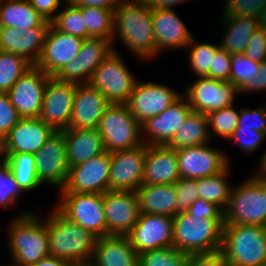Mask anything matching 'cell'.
<instances>
[{
	"instance_id": "cell-1",
	"label": "cell",
	"mask_w": 266,
	"mask_h": 266,
	"mask_svg": "<svg viewBox=\"0 0 266 266\" xmlns=\"http://www.w3.org/2000/svg\"><path fill=\"white\" fill-rule=\"evenodd\" d=\"M115 39L137 59L156 57L152 8L144 0H123L114 10L112 45Z\"/></svg>"
},
{
	"instance_id": "cell-2",
	"label": "cell",
	"mask_w": 266,
	"mask_h": 266,
	"mask_svg": "<svg viewBox=\"0 0 266 266\" xmlns=\"http://www.w3.org/2000/svg\"><path fill=\"white\" fill-rule=\"evenodd\" d=\"M47 215L49 254L77 266L90 265L98 237L68 219L56 207Z\"/></svg>"
},
{
	"instance_id": "cell-3",
	"label": "cell",
	"mask_w": 266,
	"mask_h": 266,
	"mask_svg": "<svg viewBox=\"0 0 266 266\" xmlns=\"http://www.w3.org/2000/svg\"><path fill=\"white\" fill-rule=\"evenodd\" d=\"M12 220L7 239L14 263L7 266H28L50 256L47 217L40 219L36 212L24 211Z\"/></svg>"
},
{
	"instance_id": "cell-4",
	"label": "cell",
	"mask_w": 266,
	"mask_h": 266,
	"mask_svg": "<svg viewBox=\"0 0 266 266\" xmlns=\"http://www.w3.org/2000/svg\"><path fill=\"white\" fill-rule=\"evenodd\" d=\"M224 219L181 212L173 217V248L189 255L220 252Z\"/></svg>"
},
{
	"instance_id": "cell-5",
	"label": "cell",
	"mask_w": 266,
	"mask_h": 266,
	"mask_svg": "<svg viewBox=\"0 0 266 266\" xmlns=\"http://www.w3.org/2000/svg\"><path fill=\"white\" fill-rule=\"evenodd\" d=\"M220 253L228 266H260L266 263V227L224 224Z\"/></svg>"
},
{
	"instance_id": "cell-6",
	"label": "cell",
	"mask_w": 266,
	"mask_h": 266,
	"mask_svg": "<svg viewBox=\"0 0 266 266\" xmlns=\"http://www.w3.org/2000/svg\"><path fill=\"white\" fill-rule=\"evenodd\" d=\"M224 224L266 227V182L252 175L233 186L224 210Z\"/></svg>"
},
{
	"instance_id": "cell-7",
	"label": "cell",
	"mask_w": 266,
	"mask_h": 266,
	"mask_svg": "<svg viewBox=\"0 0 266 266\" xmlns=\"http://www.w3.org/2000/svg\"><path fill=\"white\" fill-rule=\"evenodd\" d=\"M97 130L109 153L143 144L142 127L126 104H111L100 119Z\"/></svg>"
},
{
	"instance_id": "cell-8",
	"label": "cell",
	"mask_w": 266,
	"mask_h": 266,
	"mask_svg": "<svg viewBox=\"0 0 266 266\" xmlns=\"http://www.w3.org/2000/svg\"><path fill=\"white\" fill-rule=\"evenodd\" d=\"M56 208L96 237L107 236L103 194L59 193Z\"/></svg>"
},
{
	"instance_id": "cell-9",
	"label": "cell",
	"mask_w": 266,
	"mask_h": 266,
	"mask_svg": "<svg viewBox=\"0 0 266 266\" xmlns=\"http://www.w3.org/2000/svg\"><path fill=\"white\" fill-rule=\"evenodd\" d=\"M114 50L94 71L89 83L101 91L111 104H126L137 77Z\"/></svg>"
},
{
	"instance_id": "cell-10",
	"label": "cell",
	"mask_w": 266,
	"mask_h": 266,
	"mask_svg": "<svg viewBox=\"0 0 266 266\" xmlns=\"http://www.w3.org/2000/svg\"><path fill=\"white\" fill-rule=\"evenodd\" d=\"M196 79L182 92L193 111L209 114L235 105L239 89L233 83L208 77H196Z\"/></svg>"
},
{
	"instance_id": "cell-11",
	"label": "cell",
	"mask_w": 266,
	"mask_h": 266,
	"mask_svg": "<svg viewBox=\"0 0 266 266\" xmlns=\"http://www.w3.org/2000/svg\"><path fill=\"white\" fill-rule=\"evenodd\" d=\"M34 159L39 182L60 191L66 183L70 169L64 132L55 131L34 154Z\"/></svg>"
},
{
	"instance_id": "cell-12",
	"label": "cell",
	"mask_w": 266,
	"mask_h": 266,
	"mask_svg": "<svg viewBox=\"0 0 266 266\" xmlns=\"http://www.w3.org/2000/svg\"><path fill=\"white\" fill-rule=\"evenodd\" d=\"M181 95L182 93L166 84L137 80L126 105L135 119L142 124L148 118L161 114Z\"/></svg>"
},
{
	"instance_id": "cell-13",
	"label": "cell",
	"mask_w": 266,
	"mask_h": 266,
	"mask_svg": "<svg viewBox=\"0 0 266 266\" xmlns=\"http://www.w3.org/2000/svg\"><path fill=\"white\" fill-rule=\"evenodd\" d=\"M209 143L176 149L181 178L200 179L219 174L230 165V157Z\"/></svg>"
},
{
	"instance_id": "cell-14",
	"label": "cell",
	"mask_w": 266,
	"mask_h": 266,
	"mask_svg": "<svg viewBox=\"0 0 266 266\" xmlns=\"http://www.w3.org/2000/svg\"><path fill=\"white\" fill-rule=\"evenodd\" d=\"M112 40L104 38L84 39L77 56L54 77L63 82L89 83L96 68L113 53Z\"/></svg>"
},
{
	"instance_id": "cell-15",
	"label": "cell",
	"mask_w": 266,
	"mask_h": 266,
	"mask_svg": "<svg viewBox=\"0 0 266 266\" xmlns=\"http://www.w3.org/2000/svg\"><path fill=\"white\" fill-rule=\"evenodd\" d=\"M110 153L105 152L82 164L71 166L59 193H105L109 190Z\"/></svg>"
},
{
	"instance_id": "cell-16",
	"label": "cell",
	"mask_w": 266,
	"mask_h": 266,
	"mask_svg": "<svg viewBox=\"0 0 266 266\" xmlns=\"http://www.w3.org/2000/svg\"><path fill=\"white\" fill-rule=\"evenodd\" d=\"M76 86L54 76L47 81L39 118L55 131L69 128Z\"/></svg>"
},
{
	"instance_id": "cell-17",
	"label": "cell",
	"mask_w": 266,
	"mask_h": 266,
	"mask_svg": "<svg viewBox=\"0 0 266 266\" xmlns=\"http://www.w3.org/2000/svg\"><path fill=\"white\" fill-rule=\"evenodd\" d=\"M147 145L110 153L109 190L136 191L142 185Z\"/></svg>"
},
{
	"instance_id": "cell-18",
	"label": "cell",
	"mask_w": 266,
	"mask_h": 266,
	"mask_svg": "<svg viewBox=\"0 0 266 266\" xmlns=\"http://www.w3.org/2000/svg\"><path fill=\"white\" fill-rule=\"evenodd\" d=\"M138 255L163 247H173V218L141 212L127 235Z\"/></svg>"
},
{
	"instance_id": "cell-19",
	"label": "cell",
	"mask_w": 266,
	"mask_h": 266,
	"mask_svg": "<svg viewBox=\"0 0 266 266\" xmlns=\"http://www.w3.org/2000/svg\"><path fill=\"white\" fill-rule=\"evenodd\" d=\"M50 75L36 65L28 69L7 92L21 118H38Z\"/></svg>"
},
{
	"instance_id": "cell-20",
	"label": "cell",
	"mask_w": 266,
	"mask_h": 266,
	"mask_svg": "<svg viewBox=\"0 0 266 266\" xmlns=\"http://www.w3.org/2000/svg\"><path fill=\"white\" fill-rule=\"evenodd\" d=\"M186 97L182 94L161 114L148 118L142 127V141L148 146H165L176 131L184 125L192 112Z\"/></svg>"
},
{
	"instance_id": "cell-21",
	"label": "cell",
	"mask_w": 266,
	"mask_h": 266,
	"mask_svg": "<svg viewBox=\"0 0 266 266\" xmlns=\"http://www.w3.org/2000/svg\"><path fill=\"white\" fill-rule=\"evenodd\" d=\"M107 235L127 236L140 215L136 191L108 190L103 193Z\"/></svg>"
},
{
	"instance_id": "cell-22",
	"label": "cell",
	"mask_w": 266,
	"mask_h": 266,
	"mask_svg": "<svg viewBox=\"0 0 266 266\" xmlns=\"http://www.w3.org/2000/svg\"><path fill=\"white\" fill-rule=\"evenodd\" d=\"M84 39L61 32L50 24L43 51L36 66L47 75L55 76L79 53Z\"/></svg>"
},
{
	"instance_id": "cell-23",
	"label": "cell",
	"mask_w": 266,
	"mask_h": 266,
	"mask_svg": "<svg viewBox=\"0 0 266 266\" xmlns=\"http://www.w3.org/2000/svg\"><path fill=\"white\" fill-rule=\"evenodd\" d=\"M110 105L105 95L90 83L77 84L67 129H97Z\"/></svg>"
},
{
	"instance_id": "cell-24",
	"label": "cell",
	"mask_w": 266,
	"mask_h": 266,
	"mask_svg": "<svg viewBox=\"0 0 266 266\" xmlns=\"http://www.w3.org/2000/svg\"><path fill=\"white\" fill-rule=\"evenodd\" d=\"M156 57L164 49H185L193 38L174 9H152Z\"/></svg>"
},
{
	"instance_id": "cell-25",
	"label": "cell",
	"mask_w": 266,
	"mask_h": 266,
	"mask_svg": "<svg viewBox=\"0 0 266 266\" xmlns=\"http://www.w3.org/2000/svg\"><path fill=\"white\" fill-rule=\"evenodd\" d=\"M55 130L38 118H21L4 138L3 153L35 154Z\"/></svg>"
},
{
	"instance_id": "cell-26",
	"label": "cell",
	"mask_w": 266,
	"mask_h": 266,
	"mask_svg": "<svg viewBox=\"0 0 266 266\" xmlns=\"http://www.w3.org/2000/svg\"><path fill=\"white\" fill-rule=\"evenodd\" d=\"M180 178L176 149L147 145L142 185L175 184Z\"/></svg>"
},
{
	"instance_id": "cell-27",
	"label": "cell",
	"mask_w": 266,
	"mask_h": 266,
	"mask_svg": "<svg viewBox=\"0 0 266 266\" xmlns=\"http://www.w3.org/2000/svg\"><path fill=\"white\" fill-rule=\"evenodd\" d=\"M138 254L128 236L98 238L90 266H138Z\"/></svg>"
},
{
	"instance_id": "cell-28",
	"label": "cell",
	"mask_w": 266,
	"mask_h": 266,
	"mask_svg": "<svg viewBox=\"0 0 266 266\" xmlns=\"http://www.w3.org/2000/svg\"><path fill=\"white\" fill-rule=\"evenodd\" d=\"M63 132L70 167L106 152L102 136L97 129H65Z\"/></svg>"
},
{
	"instance_id": "cell-29",
	"label": "cell",
	"mask_w": 266,
	"mask_h": 266,
	"mask_svg": "<svg viewBox=\"0 0 266 266\" xmlns=\"http://www.w3.org/2000/svg\"><path fill=\"white\" fill-rule=\"evenodd\" d=\"M136 193L140 212L172 218L176 215L177 193L174 184L141 185Z\"/></svg>"
},
{
	"instance_id": "cell-30",
	"label": "cell",
	"mask_w": 266,
	"mask_h": 266,
	"mask_svg": "<svg viewBox=\"0 0 266 266\" xmlns=\"http://www.w3.org/2000/svg\"><path fill=\"white\" fill-rule=\"evenodd\" d=\"M223 23V24H222ZM223 37L219 47L232 54H243L252 35L259 28L256 18L221 17Z\"/></svg>"
},
{
	"instance_id": "cell-31",
	"label": "cell",
	"mask_w": 266,
	"mask_h": 266,
	"mask_svg": "<svg viewBox=\"0 0 266 266\" xmlns=\"http://www.w3.org/2000/svg\"><path fill=\"white\" fill-rule=\"evenodd\" d=\"M46 19L28 0H0V27H15L20 35L28 28L40 26Z\"/></svg>"
},
{
	"instance_id": "cell-32",
	"label": "cell",
	"mask_w": 266,
	"mask_h": 266,
	"mask_svg": "<svg viewBox=\"0 0 266 266\" xmlns=\"http://www.w3.org/2000/svg\"><path fill=\"white\" fill-rule=\"evenodd\" d=\"M208 119L205 113L192 111L183 126L173 138L165 145L172 149H181L210 143Z\"/></svg>"
},
{
	"instance_id": "cell-33",
	"label": "cell",
	"mask_w": 266,
	"mask_h": 266,
	"mask_svg": "<svg viewBox=\"0 0 266 266\" xmlns=\"http://www.w3.org/2000/svg\"><path fill=\"white\" fill-rule=\"evenodd\" d=\"M3 157L8 161L10 171L23 193L42 186L37 177L34 154L3 153Z\"/></svg>"
},
{
	"instance_id": "cell-34",
	"label": "cell",
	"mask_w": 266,
	"mask_h": 266,
	"mask_svg": "<svg viewBox=\"0 0 266 266\" xmlns=\"http://www.w3.org/2000/svg\"><path fill=\"white\" fill-rule=\"evenodd\" d=\"M230 170L229 165L217 175L196 179L199 198L215 203L224 211L229 203L233 188L227 180Z\"/></svg>"
},
{
	"instance_id": "cell-35",
	"label": "cell",
	"mask_w": 266,
	"mask_h": 266,
	"mask_svg": "<svg viewBox=\"0 0 266 266\" xmlns=\"http://www.w3.org/2000/svg\"><path fill=\"white\" fill-rule=\"evenodd\" d=\"M85 18L88 38H104L112 40L114 11L92 6H79Z\"/></svg>"
},
{
	"instance_id": "cell-36",
	"label": "cell",
	"mask_w": 266,
	"mask_h": 266,
	"mask_svg": "<svg viewBox=\"0 0 266 266\" xmlns=\"http://www.w3.org/2000/svg\"><path fill=\"white\" fill-rule=\"evenodd\" d=\"M259 64L244 54H232L229 81L239 89V94L254 92V76Z\"/></svg>"
},
{
	"instance_id": "cell-37",
	"label": "cell",
	"mask_w": 266,
	"mask_h": 266,
	"mask_svg": "<svg viewBox=\"0 0 266 266\" xmlns=\"http://www.w3.org/2000/svg\"><path fill=\"white\" fill-rule=\"evenodd\" d=\"M32 66L22 56L0 50V93H7Z\"/></svg>"
},
{
	"instance_id": "cell-38",
	"label": "cell",
	"mask_w": 266,
	"mask_h": 266,
	"mask_svg": "<svg viewBox=\"0 0 266 266\" xmlns=\"http://www.w3.org/2000/svg\"><path fill=\"white\" fill-rule=\"evenodd\" d=\"M189 51L188 61L191 73L193 72L196 77H208L209 68H212L213 58L215 57L216 50L219 44L213 43H197L193 37L190 43L185 47Z\"/></svg>"
},
{
	"instance_id": "cell-39",
	"label": "cell",
	"mask_w": 266,
	"mask_h": 266,
	"mask_svg": "<svg viewBox=\"0 0 266 266\" xmlns=\"http://www.w3.org/2000/svg\"><path fill=\"white\" fill-rule=\"evenodd\" d=\"M64 9L57 12L51 24L61 32L87 39V27L80 7L66 0Z\"/></svg>"
},
{
	"instance_id": "cell-40",
	"label": "cell",
	"mask_w": 266,
	"mask_h": 266,
	"mask_svg": "<svg viewBox=\"0 0 266 266\" xmlns=\"http://www.w3.org/2000/svg\"><path fill=\"white\" fill-rule=\"evenodd\" d=\"M240 112L241 108L237 111L234 105H231L206 114L210 138L212 135H217L221 139L223 138L228 141L237 128Z\"/></svg>"
},
{
	"instance_id": "cell-41",
	"label": "cell",
	"mask_w": 266,
	"mask_h": 266,
	"mask_svg": "<svg viewBox=\"0 0 266 266\" xmlns=\"http://www.w3.org/2000/svg\"><path fill=\"white\" fill-rule=\"evenodd\" d=\"M189 254L173 247H163L138 256V266H185Z\"/></svg>"
},
{
	"instance_id": "cell-42",
	"label": "cell",
	"mask_w": 266,
	"mask_h": 266,
	"mask_svg": "<svg viewBox=\"0 0 266 266\" xmlns=\"http://www.w3.org/2000/svg\"><path fill=\"white\" fill-rule=\"evenodd\" d=\"M51 22L45 20L40 26L28 28L23 38V58L29 61L32 65H36L40 60L45 36Z\"/></svg>"
},
{
	"instance_id": "cell-43",
	"label": "cell",
	"mask_w": 266,
	"mask_h": 266,
	"mask_svg": "<svg viewBox=\"0 0 266 266\" xmlns=\"http://www.w3.org/2000/svg\"><path fill=\"white\" fill-rule=\"evenodd\" d=\"M0 160V206L7 209L18 203L23 192L10 171L8 161L5 157H1Z\"/></svg>"
},
{
	"instance_id": "cell-44",
	"label": "cell",
	"mask_w": 266,
	"mask_h": 266,
	"mask_svg": "<svg viewBox=\"0 0 266 266\" xmlns=\"http://www.w3.org/2000/svg\"><path fill=\"white\" fill-rule=\"evenodd\" d=\"M221 17L256 18L266 6V0H225Z\"/></svg>"
},
{
	"instance_id": "cell-45",
	"label": "cell",
	"mask_w": 266,
	"mask_h": 266,
	"mask_svg": "<svg viewBox=\"0 0 266 266\" xmlns=\"http://www.w3.org/2000/svg\"><path fill=\"white\" fill-rule=\"evenodd\" d=\"M266 139V133L259 132L248 128H236L229 138L228 142L236 143L243 152L252 154L258 149Z\"/></svg>"
},
{
	"instance_id": "cell-46",
	"label": "cell",
	"mask_w": 266,
	"mask_h": 266,
	"mask_svg": "<svg viewBox=\"0 0 266 266\" xmlns=\"http://www.w3.org/2000/svg\"><path fill=\"white\" fill-rule=\"evenodd\" d=\"M177 200L176 215L188 211L191 204L199 198L196 179L180 178L175 184Z\"/></svg>"
},
{
	"instance_id": "cell-47",
	"label": "cell",
	"mask_w": 266,
	"mask_h": 266,
	"mask_svg": "<svg viewBox=\"0 0 266 266\" xmlns=\"http://www.w3.org/2000/svg\"><path fill=\"white\" fill-rule=\"evenodd\" d=\"M237 128H248L266 133V105L257 108L241 107Z\"/></svg>"
},
{
	"instance_id": "cell-48",
	"label": "cell",
	"mask_w": 266,
	"mask_h": 266,
	"mask_svg": "<svg viewBox=\"0 0 266 266\" xmlns=\"http://www.w3.org/2000/svg\"><path fill=\"white\" fill-rule=\"evenodd\" d=\"M21 119L8 93H0V134L5 136Z\"/></svg>"
},
{
	"instance_id": "cell-49",
	"label": "cell",
	"mask_w": 266,
	"mask_h": 266,
	"mask_svg": "<svg viewBox=\"0 0 266 266\" xmlns=\"http://www.w3.org/2000/svg\"><path fill=\"white\" fill-rule=\"evenodd\" d=\"M232 55L222 48H218L213 58L212 68H209V78L229 81L231 75Z\"/></svg>"
},
{
	"instance_id": "cell-50",
	"label": "cell",
	"mask_w": 266,
	"mask_h": 266,
	"mask_svg": "<svg viewBox=\"0 0 266 266\" xmlns=\"http://www.w3.org/2000/svg\"><path fill=\"white\" fill-rule=\"evenodd\" d=\"M15 27H0V50L23 57V38Z\"/></svg>"
},
{
	"instance_id": "cell-51",
	"label": "cell",
	"mask_w": 266,
	"mask_h": 266,
	"mask_svg": "<svg viewBox=\"0 0 266 266\" xmlns=\"http://www.w3.org/2000/svg\"><path fill=\"white\" fill-rule=\"evenodd\" d=\"M243 54L258 63L266 61V29L256 30Z\"/></svg>"
},
{
	"instance_id": "cell-52",
	"label": "cell",
	"mask_w": 266,
	"mask_h": 266,
	"mask_svg": "<svg viewBox=\"0 0 266 266\" xmlns=\"http://www.w3.org/2000/svg\"><path fill=\"white\" fill-rule=\"evenodd\" d=\"M187 212L209 219H224V211L219 206L202 198L196 199Z\"/></svg>"
},
{
	"instance_id": "cell-53",
	"label": "cell",
	"mask_w": 266,
	"mask_h": 266,
	"mask_svg": "<svg viewBox=\"0 0 266 266\" xmlns=\"http://www.w3.org/2000/svg\"><path fill=\"white\" fill-rule=\"evenodd\" d=\"M185 266H228L224 256L220 253L189 255Z\"/></svg>"
},
{
	"instance_id": "cell-54",
	"label": "cell",
	"mask_w": 266,
	"mask_h": 266,
	"mask_svg": "<svg viewBox=\"0 0 266 266\" xmlns=\"http://www.w3.org/2000/svg\"><path fill=\"white\" fill-rule=\"evenodd\" d=\"M30 4L37 10V12L43 16L46 20L52 21L56 14L59 12L61 1L66 0H28Z\"/></svg>"
},
{
	"instance_id": "cell-55",
	"label": "cell",
	"mask_w": 266,
	"mask_h": 266,
	"mask_svg": "<svg viewBox=\"0 0 266 266\" xmlns=\"http://www.w3.org/2000/svg\"><path fill=\"white\" fill-rule=\"evenodd\" d=\"M76 6H92L105 9H112L113 11L123 0H69Z\"/></svg>"
},
{
	"instance_id": "cell-56",
	"label": "cell",
	"mask_w": 266,
	"mask_h": 266,
	"mask_svg": "<svg viewBox=\"0 0 266 266\" xmlns=\"http://www.w3.org/2000/svg\"><path fill=\"white\" fill-rule=\"evenodd\" d=\"M266 90V61L259 64V71L254 76V92Z\"/></svg>"
},
{
	"instance_id": "cell-57",
	"label": "cell",
	"mask_w": 266,
	"mask_h": 266,
	"mask_svg": "<svg viewBox=\"0 0 266 266\" xmlns=\"http://www.w3.org/2000/svg\"><path fill=\"white\" fill-rule=\"evenodd\" d=\"M152 9H174L178 4L188 2L189 0H144Z\"/></svg>"
},
{
	"instance_id": "cell-58",
	"label": "cell",
	"mask_w": 266,
	"mask_h": 266,
	"mask_svg": "<svg viewBox=\"0 0 266 266\" xmlns=\"http://www.w3.org/2000/svg\"><path fill=\"white\" fill-rule=\"evenodd\" d=\"M28 266H77V265L67 260L48 256L44 259L39 260L35 264Z\"/></svg>"
},
{
	"instance_id": "cell-59",
	"label": "cell",
	"mask_w": 266,
	"mask_h": 266,
	"mask_svg": "<svg viewBox=\"0 0 266 266\" xmlns=\"http://www.w3.org/2000/svg\"><path fill=\"white\" fill-rule=\"evenodd\" d=\"M263 152L258 162L257 170H254L255 172L251 175L266 182V150Z\"/></svg>"
},
{
	"instance_id": "cell-60",
	"label": "cell",
	"mask_w": 266,
	"mask_h": 266,
	"mask_svg": "<svg viewBox=\"0 0 266 266\" xmlns=\"http://www.w3.org/2000/svg\"><path fill=\"white\" fill-rule=\"evenodd\" d=\"M4 137L0 134V158L3 157Z\"/></svg>"
}]
</instances>
